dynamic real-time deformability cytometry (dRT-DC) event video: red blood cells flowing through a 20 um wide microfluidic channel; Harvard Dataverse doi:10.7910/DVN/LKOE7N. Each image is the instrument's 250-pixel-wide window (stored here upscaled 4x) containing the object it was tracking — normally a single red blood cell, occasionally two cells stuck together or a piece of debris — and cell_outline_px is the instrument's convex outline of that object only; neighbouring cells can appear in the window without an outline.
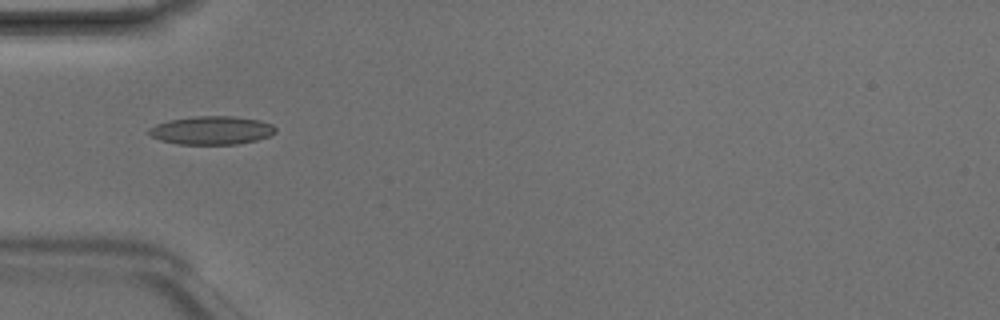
{"species": "Egyptian fruit bat (a non-hibernating species)", "species_latin": "Rousettus aegyptiacus", "temperature_condition": "room temperature", "stored_images_in_passage": 6, "camera_frame_rate_fps": 3000, "um_per_image_px": 0.085, "animal": {"sex": "male"}, "frame": {"image": 1, "passage_image": 6, "time_ms": 1.667, "image_size_px": [1000, 320], "cell_outline_px": [[276, 132], [268, 136], [256, 140], [236, 144], [180, 144], [160, 140], [152, 136], [148, 132], [148, 128], [156, 124], [172, 120], [196, 116], [232, 116], [260, 120], [272, 124], [276, 128]], "centroid_in_image_um": [18.01, 11.07], "position_along_channel_um": 67.0, "area_um2": 20.75}}